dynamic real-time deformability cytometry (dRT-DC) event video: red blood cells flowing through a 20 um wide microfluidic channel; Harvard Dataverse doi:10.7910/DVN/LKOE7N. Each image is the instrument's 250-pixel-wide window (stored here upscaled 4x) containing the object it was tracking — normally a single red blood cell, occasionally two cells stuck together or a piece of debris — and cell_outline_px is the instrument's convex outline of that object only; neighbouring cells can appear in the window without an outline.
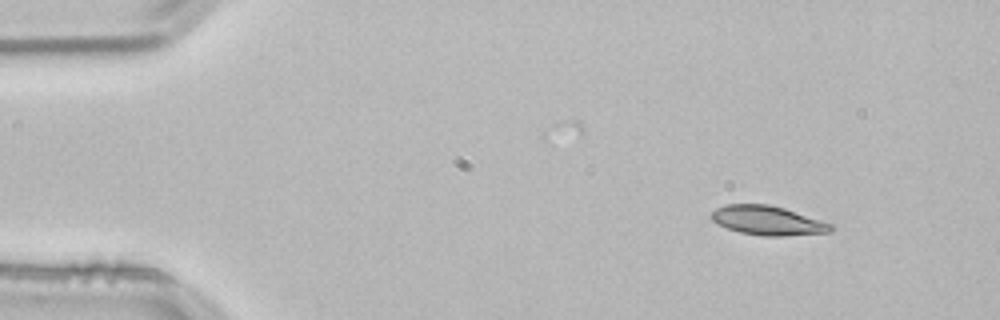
{"species": "common noctule bat (a hibernating species)", "species_latin": "Nyctalus noctula", "temperature_condition": "room temperature", "stored_images_in_passage": 48, "camera_frame_rate_fps": 3000, "um_per_image_px": 0.085, "animal": {"sex": "male", "body_mass_g": 21.5, "forearm_length_mm": 52.0}, "frame": {"image": 1, "passage_image": 1, "time_ms": 0.0, "image_size_px": [1000, 320], "cell_outline_px": [[836, 228], [828, 232], [784, 236], [764, 236], [740, 232], [716, 224], [708, 216], [716, 208], [724, 204], [768, 204], [784, 208], [832, 224]], "centroid_in_image_um": [65.21, 18.74], "position_along_channel_um": 19.8, "area_um2": 20.35}}
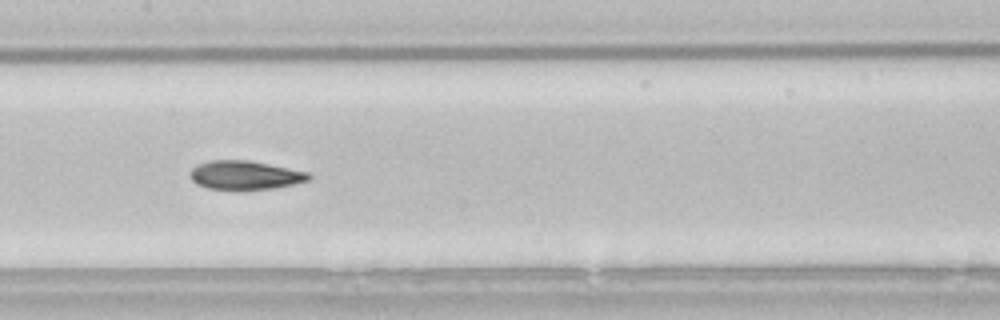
{"frame": {"image": 2, "passage_image": 21, "time_ms": 6.667, "image_size_px": [1000, 320], "cell_outline_px": [[312, 180], [272, 188], [244, 192], [240, 192], [208, 188], [196, 184], [192, 180], [188, 172], [196, 164], [212, 160], [248, 160], [308, 172], [312, 176]], "centroid_in_image_um": [20.79, 14.92], "position_along_channel_um": 186.6, "area_um2": 20.52}}
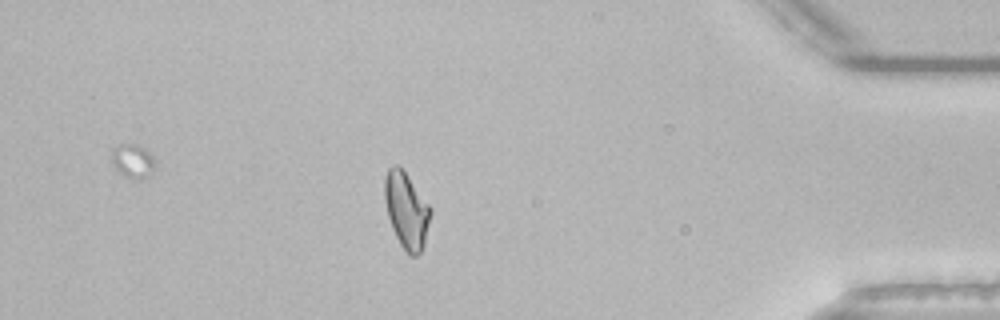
{"frame": {"image": 3, "passage_image": 41, "time_ms": 13.333, "image_size_px": [1000, 320], "cell_outline_px": [[432, 212], [424, 244], [420, 252], [416, 256], [408, 256], [400, 244], [392, 228], [388, 216], [384, 200], [384, 180], [388, 168], [392, 164], [396, 164], [404, 172], [432, 208]], "centroid_in_image_um": [34.54, 17.9], "position_along_channel_um": 400.7, "area_um2": 20.29}, "authors_computed_cell_mechanics": {"area_um2": 20.3456, "velocity_mm_per_s": 3.8311, "shape_relaxation_time_tau1_ms": 6.2546, "shape_relaxation_time_tau2_ms": 2.3895, "deformation_change_tau1": 0.155, "deformation_change_tau2": 0.0786}}